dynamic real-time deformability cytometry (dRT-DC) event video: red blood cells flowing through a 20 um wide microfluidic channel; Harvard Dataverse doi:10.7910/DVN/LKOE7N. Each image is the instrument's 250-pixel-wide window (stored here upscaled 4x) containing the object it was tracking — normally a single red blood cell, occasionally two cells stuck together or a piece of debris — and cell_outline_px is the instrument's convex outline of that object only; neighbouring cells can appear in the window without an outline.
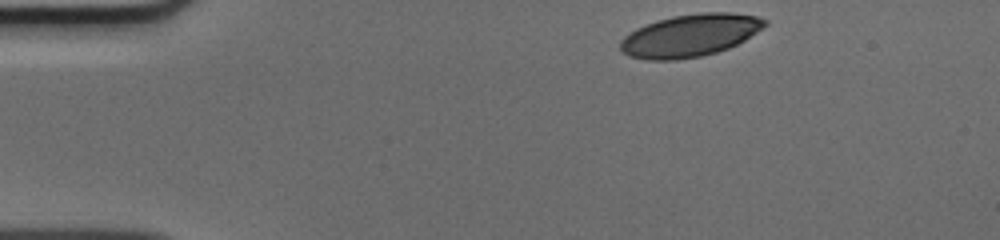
{"species": "human", "species_latin": "Homo sapiens", "temperature_condition": "cold", "stored_images_in_passage": 43, "camera_frame_rate_fps": 3000, "um_per_image_px": 0.085, "donor": {"sex": "male"}, "frame": {"image": 1, "passage_image": 1, "time_ms": 0.0, "image_size_px": [1000, 240], "cell_outline_px": [[768, 24], [764, 28], [744, 40], [728, 48], [716, 52], [700, 56], [676, 60], [648, 60], [628, 56], [620, 52], [620, 40], [624, 36], [636, 28], [656, 20], [672, 16], [700, 12], [732, 12], [756, 16], [768, 20]], "centroid_in_image_um": [58.64, 3.0], "position_along_channel_um": 26.4, "area_um2": 36.01}}
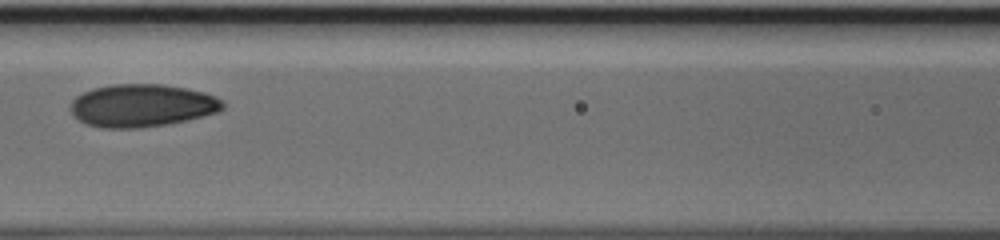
{"frame": {"image": 2, "passage_image": 16, "time_ms": 5.0, "image_size_px": [1000, 240], "cell_outline_px": [[224, 108], [216, 112], [184, 120], [164, 124], [140, 128], [100, 128], [84, 124], [72, 112], [72, 100], [76, 96], [92, 88], [112, 84], [164, 84], [188, 88], [204, 92], [216, 96], [224, 100]], "centroid_in_image_um": [12.07, 8.96], "position_along_channel_um": 154.5, "area_um2": 37.86}}
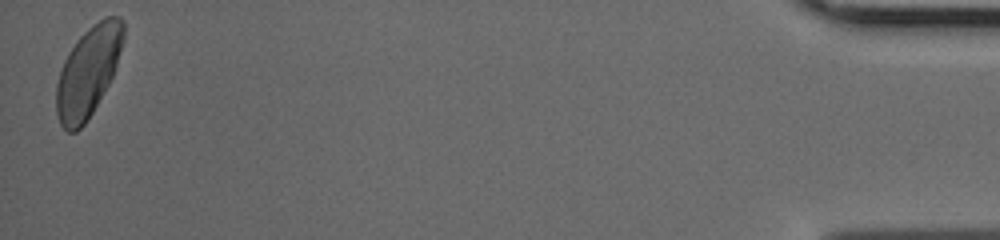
{"frame": {"image": 3, "passage_image": 43, "time_ms": 14.0, "image_size_px": [1000, 240], "cell_outline_px": [[124, 40], [112, 76], [108, 84], [88, 120], [76, 132], [68, 132], [60, 124], [56, 112], [56, 84], [64, 60], [68, 52], [76, 40], [88, 28], [104, 16], [120, 16], [124, 20]], "centroid_in_image_um": [7.49, 6.08], "position_along_channel_um": 427.7, "area_um2": 35.14}}